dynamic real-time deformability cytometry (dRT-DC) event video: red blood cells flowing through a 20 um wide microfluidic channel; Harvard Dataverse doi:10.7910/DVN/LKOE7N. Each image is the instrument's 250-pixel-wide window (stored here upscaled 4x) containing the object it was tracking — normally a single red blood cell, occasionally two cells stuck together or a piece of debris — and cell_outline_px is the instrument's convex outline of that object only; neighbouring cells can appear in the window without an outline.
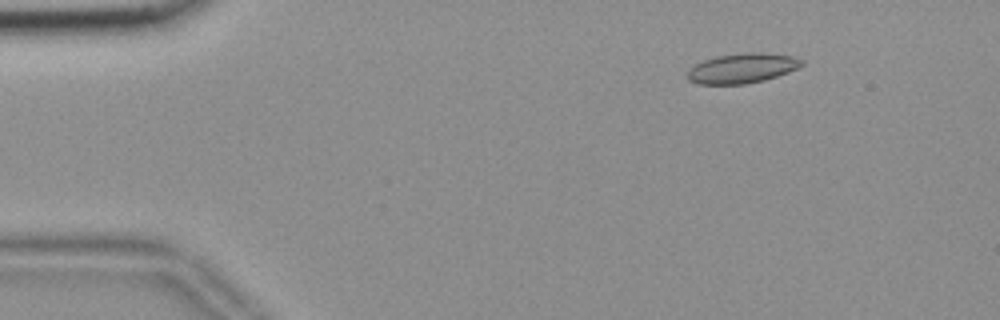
{"species": "common noctule bat (a hibernating species)", "species_latin": "Nyctalus noctula", "temperature_condition": "room temperature", "stored_images_in_passage": 56, "camera_frame_rate_fps": 3000, "um_per_image_px": 0.085, "animal": {"sex": "female", "body_mass_g": 18.4}, "frame": {"image": 1, "passage_image": 8, "time_ms": 2.333, "image_size_px": [1000, 320], "cell_outline_px": [[804, 64], [788, 72], [764, 80], [744, 84], [700, 84], [688, 80], [688, 72], [696, 64], [704, 60], [716, 56], [744, 52], [760, 52], [792, 56], [804, 60]], "centroid_in_image_um": [63.1, 5.79], "position_along_channel_um": 21.9, "area_um2": 19.71}}
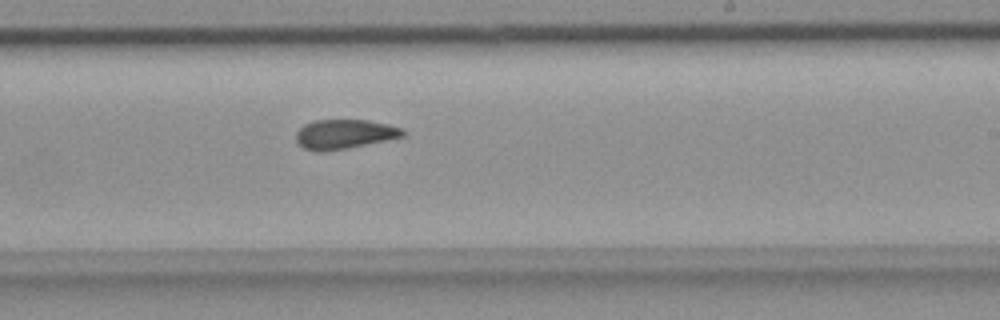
{"frame": {"image": 2, "passage_image": 34, "time_ms": 11.0, "image_size_px": [1000, 320], "cell_outline_px": [[404, 136], [344, 148], [304, 148], [296, 140], [296, 132], [304, 124], [312, 120], [368, 120], [388, 124], [404, 128]], "centroid_in_image_um": [29.31, 11.33], "position_along_channel_um": 259.7, "area_um2": 17.46}}
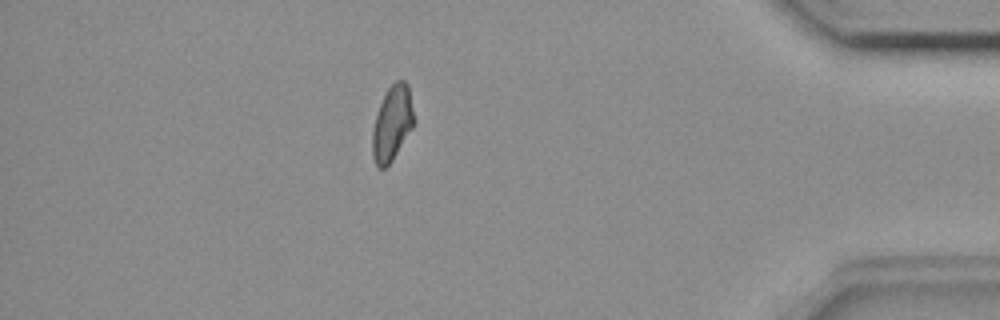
{"frame": {"image": 3, "passage_image": 49, "time_ms": 16.0, "image_size_px": [1000, 320], "cell_outline_px": [[416, 120], [412, 128], [392, 160], [384, 168], [376, 168], [372, 156], [372, 132], [376, 116], [380, 104], [388, 88], [396, 80], [404, 80], [408, 84]], "centroid_in_image_um": [33.34, 10.48], "position_along_channel_um": 401.9, "area_um2": 18.21}, "authors_computed_cell_mechanics": {"area_um2": 18.8717, "velocity_mm_per_s": 3.6744, "shape_relaxation_time_tau1_ms": null, "shape_relaxation_time_tau2_ms": 3.2224, "deformation_change_tau1": null, "deformation_change_tau2": 0.0785}}